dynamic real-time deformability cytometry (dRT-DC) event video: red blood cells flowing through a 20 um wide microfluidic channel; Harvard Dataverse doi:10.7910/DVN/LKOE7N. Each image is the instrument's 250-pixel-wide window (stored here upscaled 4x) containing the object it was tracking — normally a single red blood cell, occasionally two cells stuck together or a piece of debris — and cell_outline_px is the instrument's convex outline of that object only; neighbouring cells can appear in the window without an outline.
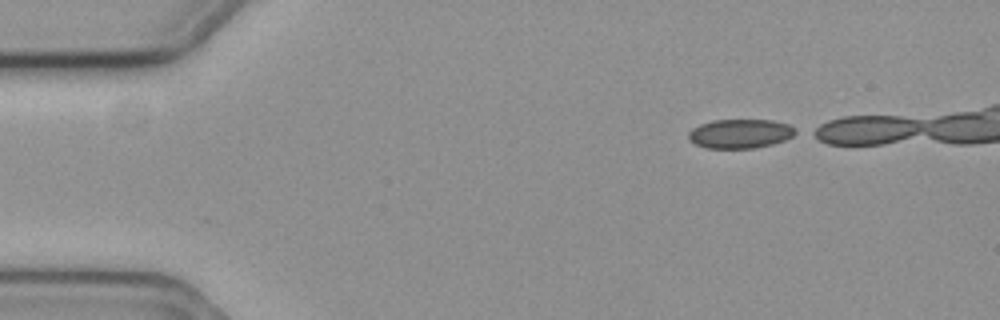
{"species": "common noctule bat (a hibernating species)", "species_latin": "Nyctalus noctula", "temperature_condition": "cold", "stored_images_in_passage": 22, "camera_frame_rate_fps": 3000, "um_per_image_px": 0.085, "animal": {"sex": "female", "body_mass_g": 19.3, "forearm_length_mm": 54.1}, "frame": {"image": 1, "passage_image": 1, "time_ms": 0.0, "image_size_px": [1000, 320], "cell_outline_px": [[800, 132], [784, 140], [772, 144], [756, 148], [704, 148], [688, 140], [688, 132], [692, 128], [700, 124], [712, 120], [772, 120], [788, 124], [796, 128]], "centroid_in_image_um": [62.92, 11.36], "position_along_channel_um": 22.1, "area_um2": 18.38}}
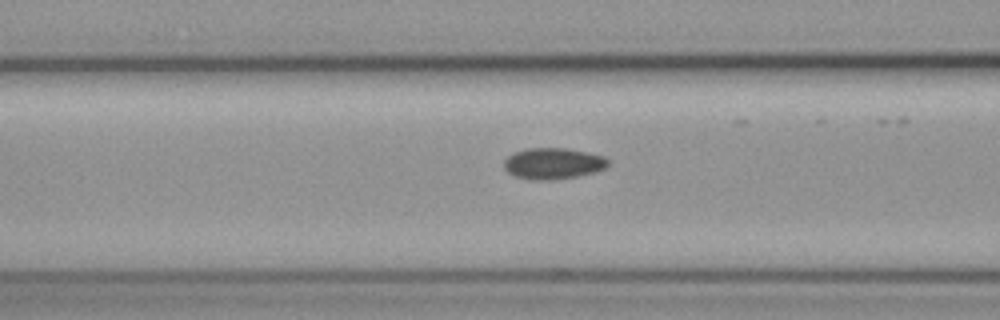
{"frame": {"image": 2, "passage_image": 16, "time_ms": 5.0, "image_size_px": [1000, 320], "cell_outline_px": [[608, 164], [604, 168], [592, 172], [576, 176], [540, 180], [516, 176], [508, 172], [504, 168], [504, 160], [512, 152], [524, 148], [564, 148], [604, 156], [608, 160]], "centroid_in_image_um": [46.96, 13.87], "position_along_channel_um": 119.6, "area_um2": 18.5}}
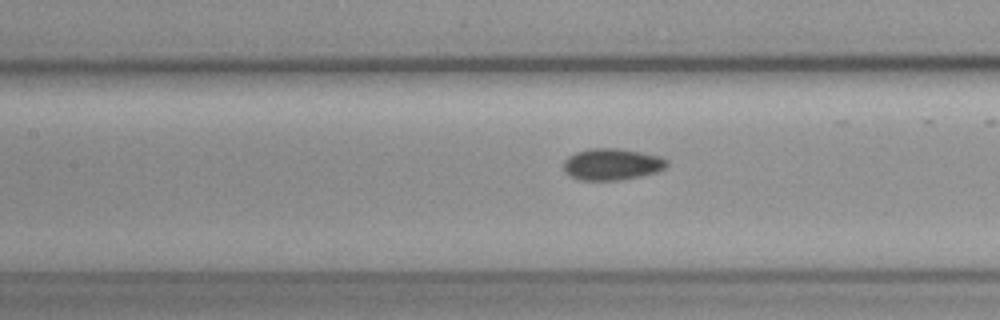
{"frame": {"image": 3, "passage_image": 19, "time_ms": 6.0, "image_size_px": [1000, 320], "cell_outline_px": [[668, 164], [664, 168], [656, 172], [640, 176], [620, 180], [576, 180], [568, 176], [564, 172], [564, 160], [568, 156], [576, 152], [588, 148], [616, 148], [640, 152], [660, 156], [668, 160]], "centroid_in_image_um": [51.97, 13.97], "position_along_channel_um": 155.4, "area_um2": 19.19}}